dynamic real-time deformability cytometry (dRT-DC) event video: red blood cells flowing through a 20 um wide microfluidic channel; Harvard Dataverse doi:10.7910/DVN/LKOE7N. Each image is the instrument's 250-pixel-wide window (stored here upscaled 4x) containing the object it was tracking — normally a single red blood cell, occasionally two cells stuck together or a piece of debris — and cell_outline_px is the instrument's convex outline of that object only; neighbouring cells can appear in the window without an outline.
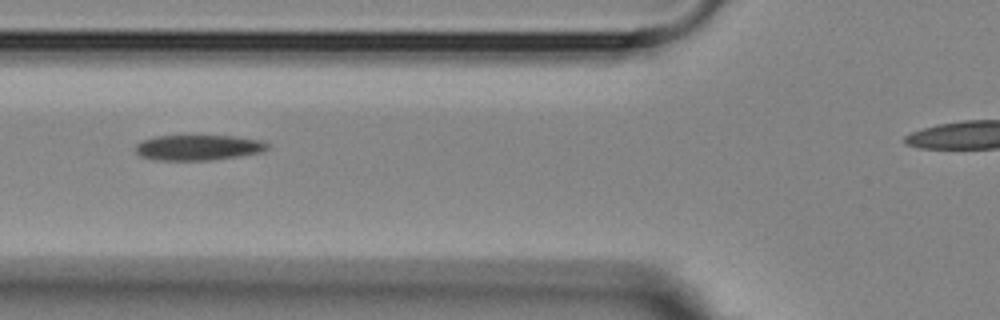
{"species": "Egyptian fruit bat (a non-hibernating species)", "species_latin": "Rousettus aegyptiacus", "temperature_condition": "room temperature", "stored_images_in_passage": 3, "camera_frame_rate_fps": 3000, "um_per_image_px": 0.085, "animal": {"sex": "female"}, "frame": {"image": 1, "passage_image": 3, "time_ms": 2.333, "image_size_px": [1000, 320], "cell_outline_px": [[268, 148], [260, 152], [240, 156], [212, 160], [156, 160], [140, 156], [136, 152], [136, 144], [152, 136], [232, 136], [260, 140], [268, 144]], "centroid_in_image_um": [16.82, 12.54], "position_along_channel_um": 109.0, "area_um2": 19.42}}